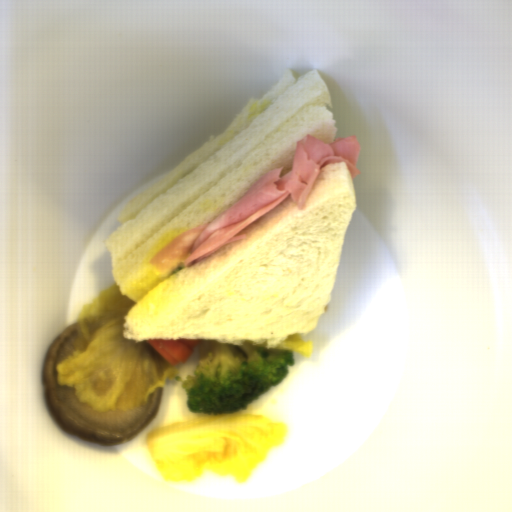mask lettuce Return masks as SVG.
Wrapping results in <instances>:
<instances>
[{
	"label": "lettuce",
	"instance_id": "obj_1",
	"mask_svg": "<svg viewBox=\"0 0 512 512\" xmlns=\"http://www.w3.org/2000/svg\"><path fill=\"white\" fill-rule=\"evenodd\" d=\"M185 267H186V266H185L184 261H181V263H180V264H179V265H178L174 270H172L170 274H173V275H174L175 273H177V272H178V271H180L181 269H185Z\"/></svg>",
	"mask_w": 512,
	"mask_h": 512
}]
</instances>
